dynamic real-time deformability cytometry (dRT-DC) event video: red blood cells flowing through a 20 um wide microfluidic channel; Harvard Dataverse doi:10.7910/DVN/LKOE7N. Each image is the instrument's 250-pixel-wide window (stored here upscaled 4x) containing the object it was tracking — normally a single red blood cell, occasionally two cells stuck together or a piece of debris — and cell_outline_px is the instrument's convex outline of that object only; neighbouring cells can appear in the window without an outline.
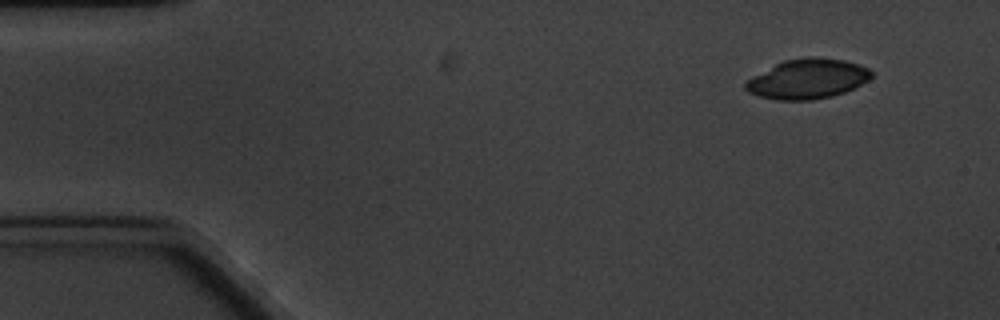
{"species": "common noctule bat (a hibernating species)", "species_latin": "Nyctalus noctula", "temperature_condition": "cold", "stored_images_in_passage": 4, "camera_frame_rate_fps": 3000, "um_per_image_px": 0.085, "animal": {"sex": "male", "body_mass_g": 20.1, "forearm_length_mm": 53.5}, "frame": {"image": 1, "passage_image": 1, "time_ms": 0.0, "image_size_px": [1000, 320], "cell_outline_px": [[872, 76], [868, 80], [856, 88], [832, 96], [812, 100], [776, 100], [760, 96], [748, 92], [744, 88], [744, 84], [752, 76], [784, 60], [808, 56], [812, 56], [844, 60], [860, 64], [868, 68], [872, 72]], "centroid_in_image_um": [68.66, 6.7], "position_along_channel_um": 16.3, "area_um2": 29.3}}